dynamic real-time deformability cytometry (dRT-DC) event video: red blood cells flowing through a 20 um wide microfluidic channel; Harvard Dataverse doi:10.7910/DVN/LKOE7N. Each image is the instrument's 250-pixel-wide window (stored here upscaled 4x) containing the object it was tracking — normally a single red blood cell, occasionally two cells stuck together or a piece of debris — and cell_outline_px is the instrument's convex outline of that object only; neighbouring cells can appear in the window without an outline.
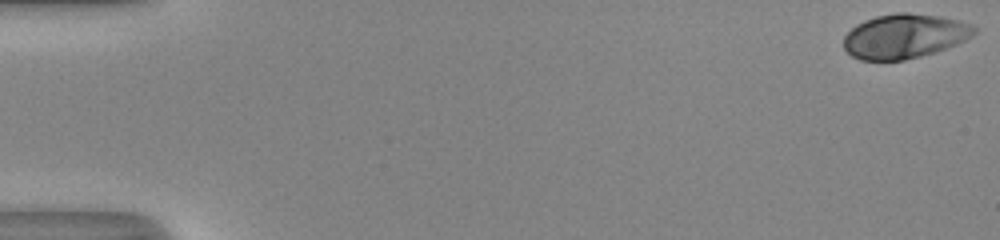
{"species": "human", "species_latin": "Homo sapiens", "temperature_condition": "room temperature", "stored_images_in_passage": 5, "camera_frame_rate_fps": 3000, "um_per_image_px": 0.085, "donor": {"sex": "male"}, "frame": {"image": 1, "passage_image": 1, "time_ms": 0.0, "image_size_px": [1000, 240], "cell_outline_px": [[976, 32], [972, 36], [956, 44], [936, 52], [904, 60], [860, 60], [852, 56], [844, 48], [844, 36], [856, 24], [864, 20], [876, 16], [896, 12], [908, 12], [940, 16], [972, 24], [976, 28]], "centroid_in_image_um": [76.87, 3.07], "position_along_channel_um": 8.1, "area_um2": 33.81}}